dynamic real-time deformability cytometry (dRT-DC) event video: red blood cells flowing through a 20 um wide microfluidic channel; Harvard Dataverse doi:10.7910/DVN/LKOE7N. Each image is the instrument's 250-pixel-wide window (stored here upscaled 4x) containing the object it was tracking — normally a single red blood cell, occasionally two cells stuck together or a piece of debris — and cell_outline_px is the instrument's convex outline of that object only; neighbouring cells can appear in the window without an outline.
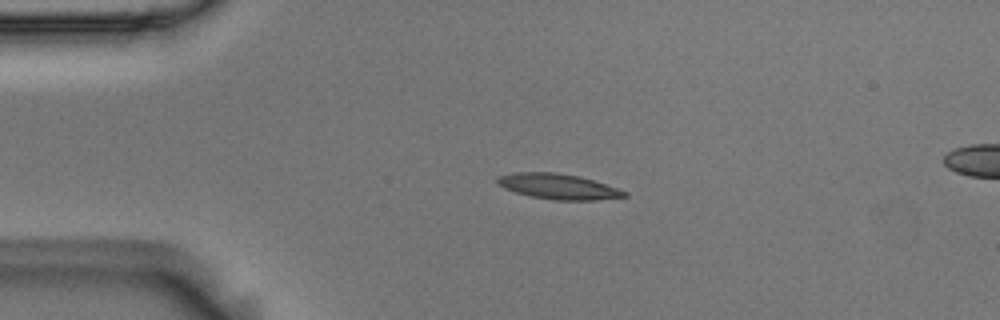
{"species": "Egyptian fruit bat (a non-hibernating species)", "species_latin": "Rousettus aegyptiacus", "temperature_condition": "room temperature", "stored_images_in_passage": 37, "camera_frame_rate_fps": 3000, "um_per_image_px": 0.085, "animal": {"sex": "male"}, "frame": {"image": 1, "passage_image": 1, "time_ms": 0.0, "image_size_px": [1000, 320], "cell_outline_px": [[628, 196], [596, 200], [552, 200], [532, 196], [516, 192], [504, 188], [496, 184], [496, 180], [500, 176], [516, 172], [556, 172], [580, 176], [628, 192]], "centroid_in_image_um": [47.44, 15.85], "position_along_channel_um": 37.6, "area_um2": 18.67}}
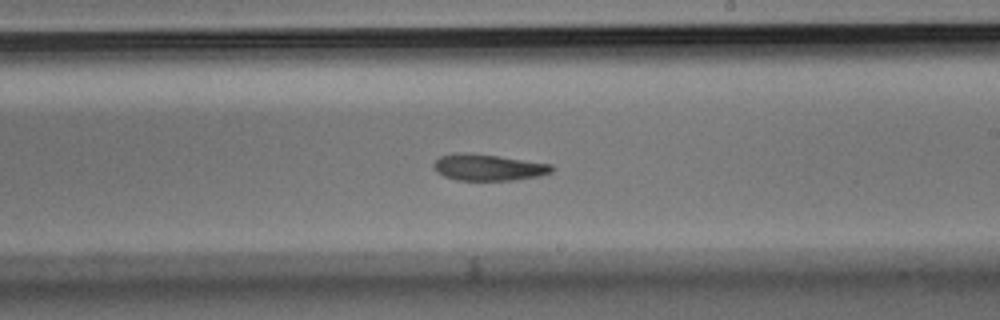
{"frame": {"image": 2, "passage_image": 21, "time_ms": 6.667, "image_size_px": [1000, 320], "cell_outline_px": [[552, 172], [536, 176], [516, 180], [456, 180], [444, 176], [436, 172], [432, 164], [440, 156], [456, 152], [464, 152], [496, 156], [552, 164]], "centroid_in_image_um": [41.44, 14.23], "position_along_channel_um": 247.6, "area_um2": 18.03}}
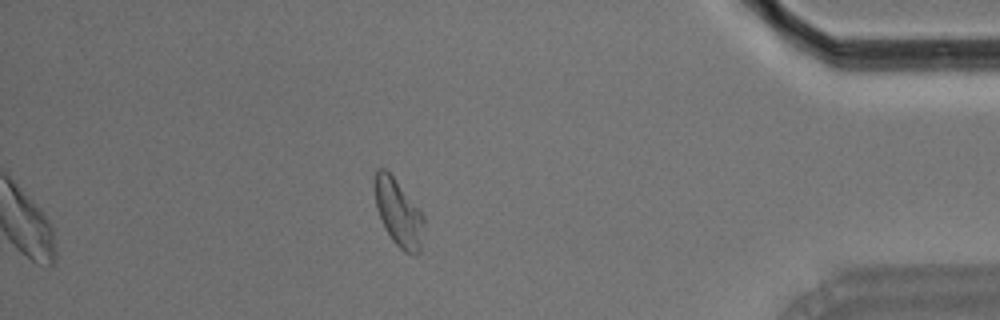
{"frame": {"image": 3, "passage_image": 37, "time_ms": 12.0, "image_size_px": [1000, 320], "cell_outline_px": [[424, 224], [420, 252], [416, 256], [412, 256], [404, 252], [392, 240], [380, 216], [376, 204], [372, 184], [376, 168], [384, 168], [392, 176], [424, 216]], "centroid_in_image_um": [33.85, 18.1], "position_along_channel_um": 401.3, "area_um2": 19.02}, "authors_computed_cell_mechanics": {"area_um2": 18.6116, "velocity_mm_per_s": 3.6328, "shape_relaxation_time_tau1_ms": 5.0315, "shape_relaxation_time_tau2_ms": 8.1029, "deformation_change_tau1": 0.1908, "deformation_change_tau2": 0.166}}